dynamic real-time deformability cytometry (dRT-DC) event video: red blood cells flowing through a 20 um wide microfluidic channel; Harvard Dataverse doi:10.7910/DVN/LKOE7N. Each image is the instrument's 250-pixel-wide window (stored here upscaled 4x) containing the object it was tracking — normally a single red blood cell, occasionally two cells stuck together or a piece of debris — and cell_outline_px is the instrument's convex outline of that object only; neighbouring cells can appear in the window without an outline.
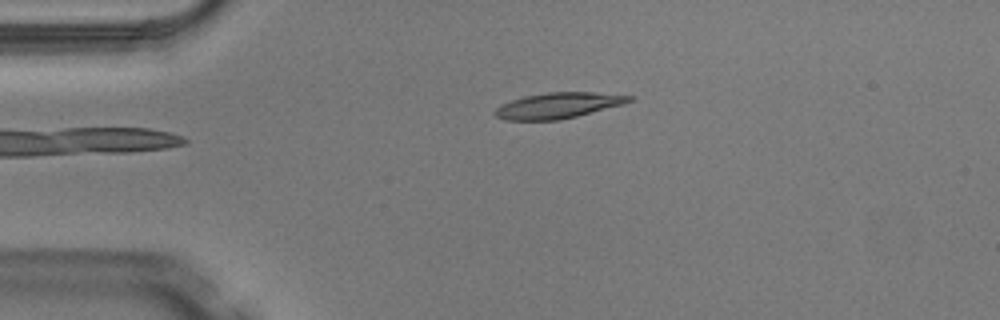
{"species": "Egyptian fruit bat (a non-hibernating species)", "species_latin": "Rousettus aegyptiacus", "temperature_condition": "warm", "stored_images_in_passage": 5, "camera_frame_rate_fps": 3000, "um_per_image_px": 0.085, "animal": {"sex": "male"}, "frame": {"image": 1, "passage_image": 5, "time_ms": 1.333, "image_size_px": [1000, 320], "cell_outline_px": [[636, 96], [632, 100], [624, 104], [560, 120], [504, 120], [496, 116], [492, 112], [496, 108], [512, 100], [524, 96], [548, 92], [592, 92]], "centroid_in_image_um": [47.45, 8.96], "position_along_channel_um": 37.5, "area_um2": 20.06}}